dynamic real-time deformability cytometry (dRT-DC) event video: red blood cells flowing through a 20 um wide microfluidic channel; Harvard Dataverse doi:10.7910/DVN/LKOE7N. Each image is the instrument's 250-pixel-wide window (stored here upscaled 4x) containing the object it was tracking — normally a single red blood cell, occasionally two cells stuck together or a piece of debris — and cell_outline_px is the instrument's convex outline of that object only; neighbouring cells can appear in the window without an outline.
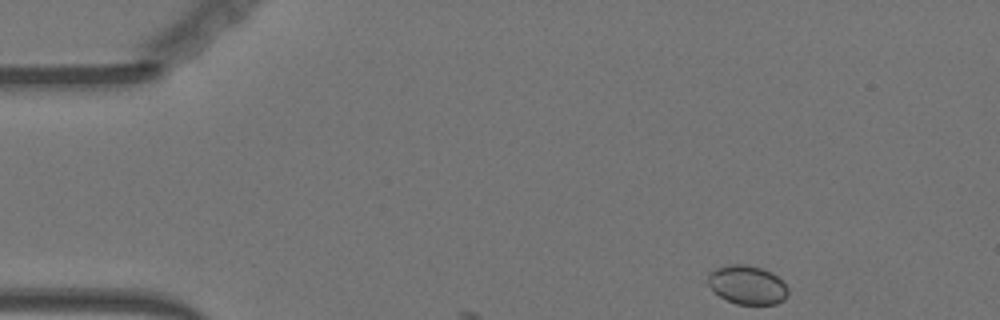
{"species": "Egyptian fruit bat (a non-hibernating species)", "species_latin": "Rousettus aegyptiacus", "temperature_condition": "warm", "stored_images_in_passage": 5, "camera_frame_rate_fps": 3000, "um_per_image_px": 0.085, "animal": {"sex": "female"}, "frame": {"image": 1, "passage_image": 1, "time_ms": 0.0, "image_size_px": [1000, 320], "cell_outline_px": [[788, 296], [784, 300], [776, 304], [736, 304], [720, 296], [704, 284], [708, 272], [716, 268], [728, 264], [744, 264], [760, 268], [772, 272], [788, 288]], "centroid_in_image_um": [63.46, 24.21], "position_along_channel_um": 21.5, "area_um2": 18.38}}